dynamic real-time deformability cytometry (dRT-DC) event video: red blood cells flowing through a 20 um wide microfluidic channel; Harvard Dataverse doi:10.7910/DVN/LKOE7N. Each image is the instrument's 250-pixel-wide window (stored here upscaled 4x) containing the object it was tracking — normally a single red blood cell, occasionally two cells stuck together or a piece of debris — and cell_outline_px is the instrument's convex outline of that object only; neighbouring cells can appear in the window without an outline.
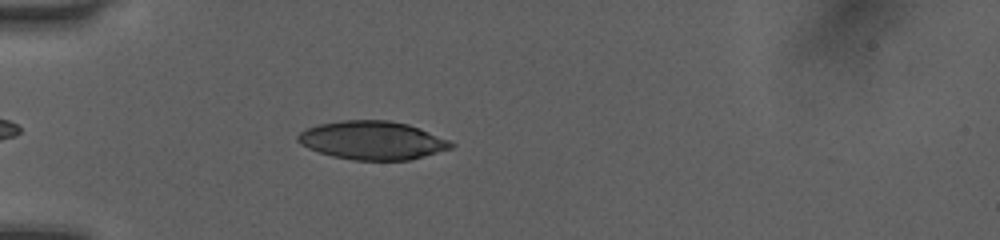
{"species": "human", "species_latin": "Homo sapiens", "temperature_condition": "room temperature", "stored_images_in_passage": 37, "camera_frame_rate_fps": 3000, "um_per_image_px": 0.085, "donor": {"sex": "female"}, "frame": {"image": 1, "passage_image": 5, "time_ms": 1.333, "image_size_px": [1000, 240], "cell_outline_px": [[456, 144], [452, 148], [424, 156], [408, 160], [352, 160], [332, 156], [308, 148], [300, 144], [296, 140], [296, 136], [300, 132], [308, 128], [320, 124], [344, 120], [388, 120], [408, 124], [448, 140]], "centroid_in_image_um": [31.63, 11.93], "position_along_channel_um": 53.4, "area_um2": 34.1}}
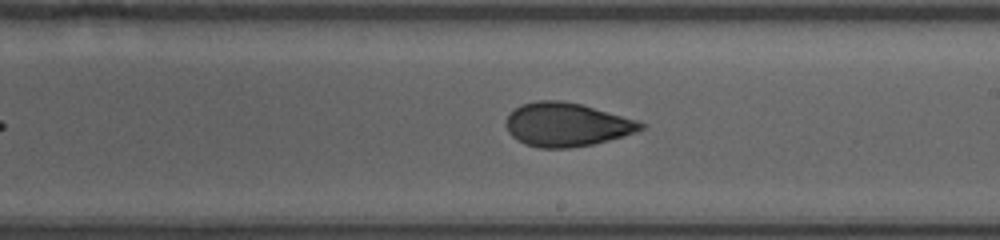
{"frame": {"image": 2, "passage_image": 19, "time_ms": 6.0, "image_size_px": [1000, 240], "cell_outline_px": [[648, 124], [644, 128], [636, 132], [624, 136], [592, 144], [568, 148], [540, 148], [524, 144], [516, 140], [508, 132], [504, 124], [508, 116], [520, 104], [540, 100], [560, 100], [580, 104], [636, 120]], "centroid_in_image_um": [48.14, 10.6], "position_along_channel_um": 240.9, "area_um2": 34.22}}
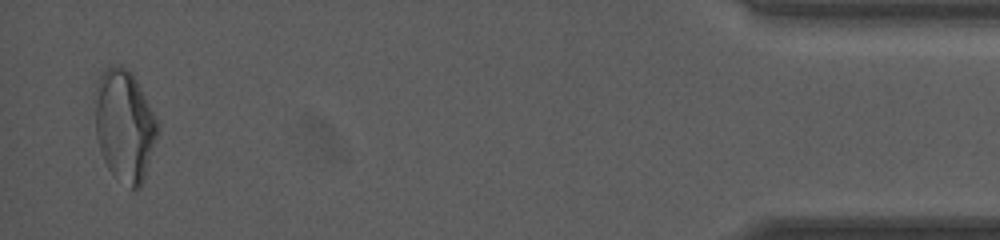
{"frame": {"image": 3, "passage_image": 37, "time_ms": 12.0, "image_size_px": [1000, 240], "cell_outline_px": [[160, 128], [144, 180], [140, 188], [132, 188], [112, 172], [108, 168], [100, 152], [96, 136], [92, 96], [92, 92], [104, 68], [112, 64], [120, 64], [132, 72]], "centroid_in_image_um": [10.53, 10.61], "position_along_channel_um": 424.7, "area_um2": 41.1}, "authors_computed_cell_mechanics": {"area_um2": 34.5644, "velocity_mm_per_s": 4.0768, "shape_relaxation_time_tau1_ms": 4.8189, "shape_relaxation_time_tau2_ms": 1.1611, "deformation_change_tau1": 0.1516, "deformation_change_tau2": 0.072}}